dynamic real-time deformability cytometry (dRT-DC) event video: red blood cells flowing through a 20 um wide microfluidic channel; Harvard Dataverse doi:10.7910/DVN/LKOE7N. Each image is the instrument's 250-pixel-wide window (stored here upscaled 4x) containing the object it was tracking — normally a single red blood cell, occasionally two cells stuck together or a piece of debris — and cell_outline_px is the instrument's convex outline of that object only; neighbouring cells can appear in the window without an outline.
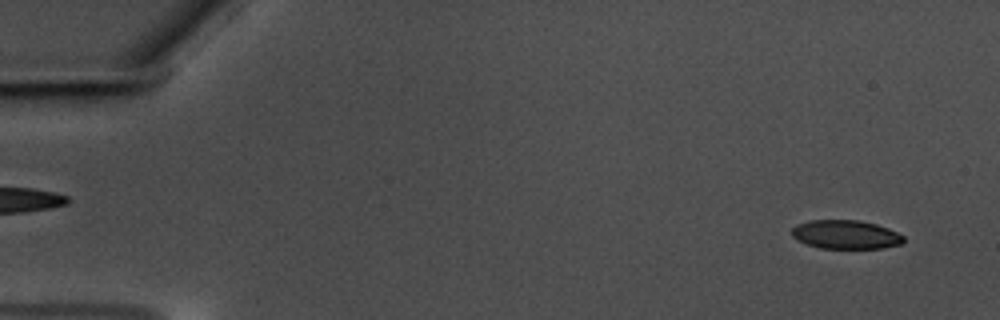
{"species": "common noctule bat (a hibernating species)", "species_latin": "Nyctalus noctula", "temperature_condition": "warm", "stored_images_in_passage": 57, "camera_frame_rate_fps": 3000, "um_per_image_px": 0.085, "animal": {"sex": "male", "body_mass_g": 17.5, "forearm_length_mm": 52.3}, "frame": {"image": 1, "passage_image": 3, "time_ms": 0.667, "image_size_px": [1000, 320], "cell_outline_px": [[904, 240], [900, 244], [884, 248], [820, 248], [796, 240], [792, 236], [792, 228], [796, 224], [808, 220], [856, 220], [876, 224], [888, 228], [904, 236]], "centroid_in_image_um": [71.86, 19.93], "position_along_channel_um": 13.1, "area_um2": 18.73}}
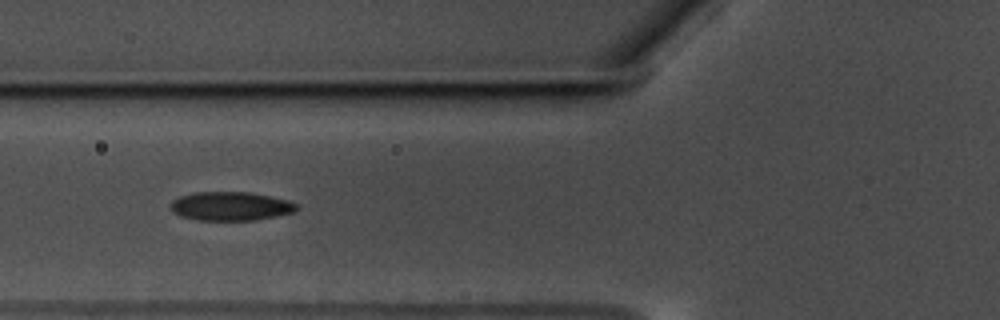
{"frame": {"image": 2, "passage_image": 22, "time_ms": 7.0, "image_size_px": [1000, 320], "cell_outline_px": [[300, 208], [292, 212], [276, 216], [256, 220], [200, 220], [180, 216], [172, 212], [172, 200], [180, 196], [192, 192], [252, 192], [288, 200], [300, 204]], "centroid_in_image_um": [19.64, 17.52], "position_along_channel_um": 106.2, "area_um2": 21.27}}
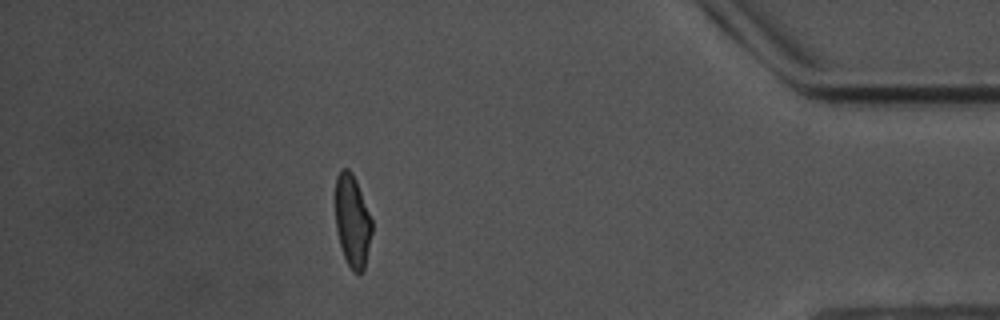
{"frame": {"image": 3, "passage_image": 51, "time_ms": 16.667, "image_size_px": [1000, 320], "cell_outline_px": [[372, 232], [364, 268], [360, 272], [352, 272], [344, 256], [340, 244], [336, 228], [336, 176], [340, 168], [348, 168], [352, 172], [356, 180], [372, 220]], "centroid_in_image_um": [29.95, 18.75], "position_along_channel_um": 405.3, "area_um2": 19.48}, "authors_computed_cell_mechanics": {"area_um2": 20.6924, "velocity_mm_per_s": 3.548, "shape_relaxation_time_tau1_ms": 4.0215, "shape_relaxation_time_tau2_ms": 1.7172, "deformation_change_tau1": 0.1417, "deformation_change_tau2": 0.0767}}